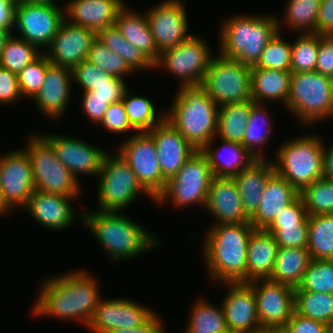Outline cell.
I'll list each match as a JSON object with an SVG mask.
<instances>
[{"instance_id": "6da1fadb", "label": "cell", "mask_w": 333, "mask_h": 333, "mask_svg": "<svg viewBox=\"0 0 333 333\" xmlns=\"http://www.w3.org/2000/svg\"><path fill=\"white\" fill-rule=\"evenodd\" d=\"M97 278L85 269L45 278L40 286L32 314L74 320L87 327L102 297Z\"/></svg>"}, {"instance_id": "7a4b0ae2", "label": "cell", "mask_w": 333, "mask_h": 333, "mask_svg": "<svg viewBox=\"0 0 333 333\" xmlns=\"http://www.w3.org/2000/svg\"><path fill=\"white\" fill-rule=\"evenodd\" d=\"M86 210L82 212L83 227L89 229L114 263L137 258L160 245L156 235L121 212Z\"/></svg>"}, {"instance_id": "3957f363", "label": "cell", "mask_w": 333, "mask_h": 333, "mask_svg": "<svg viewBox=\"0 0 333 333\" xmlns=\"http://www.w3.org/2000/svg\"><path fill=\"white\" fill-rule=\"evenodd\" d=\"M254 230L251 223L210 224L203 237L202 253L212 281L246 283L247 248Z\"/></svg>"}, {"instance_id": "277c9868", "label": "cell", "mask_w": 333, "mask_h": 333, "mask_svg": "<svg viewBox=\"0 0 333 333\" xmlns=\"http://www.w3.org/2000/svg\"><path fill=\"white\" fill-rule=\"evenodd\" d=\"M165 119L201 151L217 134L219 106L200 85L180 86Z\"/></svg>"}, {"instance_id": "5b68a950", "label": "cell", "mask_w": 333, "mask_h": 333, "mask_svg": "<svg viewBox=\"0 0 333 333\" xmlns=\"http://www.w3.org/2000/svg\"><path fill=\"white\" fill-rule=\"evenodd\" d=\"M220 26V48L222 56L253 67L269 40L278 31L275 15H235L222 21Z\"/></svg>"}, {"instance_id": "8992f818", "label": "cell", "mask_w": 333, "mask_h": 333, "mask_svg": "<svg viewBox=\"0 0 333 333\" xmlns=\"http://www.w3.org/2000/svg\"><path fill=\"white\" fill-rule=\"evenodd\" d=\"M272 162L275 172L286 179L299 193L323 178V138L317 134L303 135L284 142Z\"/></svg>"}, {"instance_id": "52a82bcc", "label": "cell", "mask_w": 333, "mask_h": 333, "mask_svg": "<svg viewBox=\"0 0 333 333\" xmlns=\"http://www.w3.org/2000/svg\"><path fill=\"white\" fill-rule=\"evenodd\" d=\"M286 110L307 126L333 119V79L316 71L291 73Z\"/></svg>"}, {"instance_id": "ba28073f", "label": "cell", "mask_w": 333, "mask_h": 333, "mask_svg": "<svg viewBox=\"0 0 333 333\" xmlns=\"http://www.w3.org/2000/svg\"><path fill=\"white\" fill-rule=\"evenodd\" d=\"M97 178L98 210L121 212L142 194L155 201L117 150L112 155L106 153Z\"/></svg>"}, {"instance_id": "9c48e42d", "label": "cell", "mask_w": 333, "mask_h": 333, "mask_svg": "<svg viewBox=\"0 0 333 333\" xmlns=\"http://www.w3.org/2000/svg\"><path fill=\"white\" fill-rule=\"evenodd\" d=\"M23 149L29 156L35 190L45 193L79 197L80 182L56 156L52 146L37 132L29 133Z\"/></svg>"}, {"instance_id": "30bf717a", "label": "cell", "mask_w": 333, "mask_h": 333, "mask_svg": "<svg viewBox=\"0 0 333 333\" xmlns=\"http://www.w3.org/2000/svg\"><path fill=\"white\" fill-rule=\"evenodd\" d=\"M212 178L207 157L196 150L178 173L166 181L164 190L154 203L163 205L171 201L174 208L179 209L188 208L190 204L205 207Z\"/></svg>"}, {"instance_id": "8fae6325", "label": "cell", "mask_w": 333, "mask_h": 333, "mask_svg": "<svg viewBox=\"0 0 333 333\" xmlns=\"http://www.w3.org/2000/svg\"><path fill=\"white\" fill-rule=\"evenodd\" d=\"M201 85L218 106L252 100L251 67L217 53Z\"/></svg>"}, {"instance_id": "7c38bea8", "label": "cell", "mask_w": 333, "mask_h": 333, "mask_svg": "<svg viewBox=\"0 0 333 333\" xmlns=\"http://www.w3.org/2000/svg\"><path fill=\"white\" fill-rule=\"evenodd\" d=\"M209 45L204 38L193 34L179 45L161 51L153 70L164 68L178 78L179 86L200 85L213 57Z\"/></svg>"}, {"instance_id": "4fadbf2b", "label": "cell", "mask_w": 333, "mask_h": 333, "mask_svg": "<svg viewBox=\"0 0 333 333\" xmlns=\"http://www.w3.org/2000/svg\"><path fill=\"white\" fill-rule=\"evenodd\" d=\"M64 19V8L60 7L59 4L17 0L13 30L17 29L20 33L19 38L35 45L44 52L51 44Z\"/></svg>"}, {"instance_id": "5bb4252c", "label": "cell", "mask_w": 333, "mask_h": 333, "mask_svg": "<svg viewBox=\"0 0 333 333\" xmlns=\"http://www.w3.org/2000/svg\"><path fill=\"white\" fill-rule=\"evenodd\" d=\"M133 134L119 144L117 152L129 164L142 186L156 199L167 181L158 165L156 145L148 131Z\"/></svg>"}, {"instance_id": "9a60e30c", "label": "cell", "mask_w": 333, "mask_h": 333, "mask_svg": "<svg viewBox=\"0 0 333 333\" xmlns=\"http://www.w3.org/2000/svg\"><path fill=\"white\" fill-rule=\"evenodd\" d=\"M0 189L10 210L24 208L29 201L35 186L29 156L23 149L0 155Z\"/></svg>"}, {"instance_id": "2e32d148", "label": "cell", "mask_w": 333, "mask_h": 333, "mask_svg": "<svg viewBox=\"0 0 333 333\" xmlns=\"http://www.w3.org/2000/svg\"><path fill=\"white\" fill-rule=\"evenodd\" d=\"M146 18L159 52L175 47L191 35L185 4L181 0H164L147 8Z\"/></svg>"}, {"instance_id": "e0dca14e", "label": "cell", "mask_w": 333, "mask_h": 333, "mask_svg": "<svg viewBox=\"0 0 333 333\" xmlns=\"http://www.w3.org/2000/svg\"><path fill=\"white\" fill-rule=\"evenodd\" d=\"M249 284L254 290L262 328L284 327L295 311V288L269 279L253 280Z\"/></svg>"}, {"instance_id": "ac0fdd59", "label": "cell", "mask_w": 333, "mask_h": 333, "mask_svg": "<svg viewBox=\"0 0 333 333\" xmlns=\"http://www.w3.org/2000/svg\"><path fill=\"white\" fill-rule=\"evenodd\" d=\"M39 134L52 146L58 160L79 182V174L96 176L97 179L107 151L76 137L44 132Z\"/></svg>"}, {"instance_id": "d6986e66", "label": "cell", "mask_w": 333, "mask_h": 333, "mask_svg": "<svg viewBox=\"0 0 333 333\" xmlns=\"http://www.w3.org/2000/svg\"><path fill=\"white\" fill-rule=\"evenodd\" d=\"M154 309L128 298L101 299L87 328L93 333H109L117 328H132L143 324Z\"/></svg>"}, {"instance_id": "ffe728a7", "label": "cell", "mask_w": 333, "mask_h": 333, "mask_svg": "<svg viewBox=\"0 0 333 333\" xmlns=\"http://www.w3.org/2000/svg\"><path fill=\"white\" fill-rule=\"evenodd\" d=\"M97 34L83 26L63 20L51 44L44 51L51 64L73 69L87 59Z\"/></svg>"}, {"instance_id": "44dd1931", "label": "cell", "mask_w": 333, "mask_h": 333, "mask_svg": "<svg viewBox=\"0 0 333 333\" xmlns=\"http://www.w3.org/2000/svg\"><path fill=\"white\" fill-rule=\"evenodd\" d=\"M76 198L78 197L34 190L23 209L27 210L36 223L43 226V228L55 231L64 230L71 227L74 222L80 221L79 223H82L83 211L77 214V211H74V206L71 204Z\"/></svg>"}, {"instance_id": "7402d4cb", "label": "cell", "mask_w": 333, "mask_h": 333, "mask_svg": "<svg viewBox=\"0 0 333 333\" xmlns=\"http://www.w3.org/2000/svg\"><path fill=\"white\" fill-rule=\"evenodd\" d=\"M229 288L222 299V308L230 333H250L262 328L253 287L249 283H223Z\"/></svg>"}, {"instance_id": "603a6c76", "label": "cell", "mask_w": 333, "mask_h": 333, "mask_svg": "<svg viewBox=\"0 0 333 333\" xmlns=\"http://www.w3.org/2000/svg\"><path fill=\"white\" fill-rule=\"evenodd\" d=\"M148 132L157 148L159 168L168 180L178 173L196 150L166 119Z\"/></svg>"}, {"instance_id": "cb8c5ba5", "label": "cell", "mask_w": 333, "mask_h": 333, "mask_svg": "<svg viewBox=\"0 0 333 333\" xmlns=\"http://www.w3.org/2000/svg\"><path fill=\"white\" fill-rule=\"evenodd\" d=\"M72 70L64 66L50 64L47 67L45 81L36 96L32 99L39 112L51 120L65 116L72 89Z\"/></svg>"}, {"instance_id": "d4e9b609", "label": "cell", "mask_w": 333, "mask_h": 333, "mask_svg": "<svg viewBox=\"0 0 333 333\" xmlns=\"http://www.w3.org/2000/svg\"><path fill=\"white\" fill-rule=\"evenodd\" d=\"M205 209L215 218L213 225L250 223L232 177L213 176Z\"/></svg>"}, {"instance_id": "484cf974", "label": "cell", "mask_w": 333, "mask_h": 333, "mask_svg": "<svg viewBox=\"0 0 333 333\" xmlns=\"http://www.w3.org/2000/svg\"><path fill=\"white\" fill-rule=\"evenodd\" d=\"M125 4L123 0H69L64 5V18L97 34L115 24L117 14Z\"/></svg>"}, {"instance_id": "4316f807", "label": "cell", "mask_w": 333, "mask_h": 333, "mask_svg": "<svg viewBox=\"0 0 333 333\" xmlns=\"http://www.w3.org/2000/svg\"><path fill=\"white\" fill-rule=\"evenodd\" d=\"M300 193L276 172L269 178L257 211L250 217L255 229H266L283 210L292 203Z\"/></svg>"}, {"instance_id": "83f0119b", "label": "cell", "mask_w": 333, "mask_h": 333, "mask_svg": "<svg viewBox=\"0 0 333 333\" xmlns=\"http://www.w3.org/2000/svg\"><path fill=\"white\" fill-rule=\"evenodd\" d=\"M274 173V164L268 158L255 160L247 169L232 177L249 218L257 211L264 187Z\"/></svg>"}, {"instance_id": "f1b7e54d", "label": "cell", "mask_w": 333, "mask_h": 333, "mask_svg": "<svg viewBox=\"0 0 333 333\" xmlns=\"http://www.w3.org/2000/svg\"><path fill=\"white\" fill-rule=\"evenodd\" d=\"M278 248L274 235L265 229H255L251 233L247 248L246 283L269 279Z\"/></svg>"}, {"instance_id": "f546056e", "label": "cell", "mask_w": 333, "mask_h": 333, "mask_svg": "<svg viewBox=\"0 0 333 333\" xmlns=\"http://www.w3.org/2000/svg\"><path fill=\"white\" fill-rule=\"evenodd\" d=\"M214 140L201 150L207 157L213 176L233 177L256 160L240 143L219 139L222 147L216 149L212 144Z\"/></svg>"}, {"instance_id": "4dcf8cb0", "label": "cell", "mask_w": 333, "mask_h": 333, "mask_svg": "<svg viewBox=\"0 0 333 333\" xmlns=\"http://www.w3.org/2000/svg\"><path fill=\"white\" fill-rule=\"evenodd\" d=\"M115 25L122 36L135 45L140 52L154 64L159 57L145 13L130 10L125 6L118 12Z\"/></svg>"}, {"instance_id": "1f68e13d", "label": "cell", "mask_w": 333, "mask_h": 333, "mask_svg": "<svg viewBox=\"0 0 333 333\" xmlns=\"http://www.w3.org/2000/svg\"><path fill=\"white\" fill-rule=\"evenodd\" d=\"M291 71L251 67L252 100L256 103L288 101Z\"/></svg>"}, {"instance_id": "d6a6232c", "label": "cell", "mask_w": 333, "mask_h": 333, "mask_svg": "<svg viewBox=\"0 0 333 333\" xmlns=\"http://www.w3.org/2000/svg\"><path fill=\"white\" fill-rule=\"evenodd\" d=\"M266 108L265 103H256L251 100V111L241 143L256 160H266L262 148L270 141V135L273 133L274 120L270 117L269 109Z\"/></svg>"}, {"instance_id": "836d02e7", "label": "cell", "mask_w": 333, "mask_h": 333, "mask_svg": "<svg viewBox=\"0 0 333 333\" xmlns=\"http://www.w3.org/2000/svg\"><path fill=\"white\" fill-rule=\"evenodd\" d=\"M311 260L307 248L279 247L269 280L296 288Z\"/></svg>"}, {"instance_id": "e575fe53", "label": "cell", "mask_w": 333, "mask_h": 333, "mask_svg": "<svg viewBox=\"0 0 333 333\" xmlns=\"http://www.w3.org/2000/svg\"><path fill=\"white\" fill-rule=\"evenodd\" d=\"M251 111V100L219 106L216 140L242 143Z\"/></svg>"}, {"instance_id": "d590c367", "label": "cell", "mask_w": 333, "mask_h": 333, "mask_svg": "<svg viewBox=\"0 0 333 333\" xmlns=\"http://www.w3.org/2000/svg\"><path fill=\"white\" fill-rule=\"evenodd\" d=\"M311 259L333 260V214L308 216V245Z\"/></svg>"}, {"instance_id": "8d00e7d4", "label": "cell", "mask_w": 333, "mask_h": 333, "mask_svg": "<svg viewBox=\"0 0 333 333\" xmlns=\"http://www.w3.org/2000/svg\"><path fill=\"white\" fill-rule=\"evenodd\" d=\"M97 38L110 50L120 55L128 67L135 73L153 69V64L140 52V50L126 40L114 24L105 27L97 33Z\"/></svg>"}, {"instance_id": "74e56055", "label": "cell", "mask_w": 333, "mask_h": 333, "mask_svg": "<svg viewBox=\"0 0 333 333\" xmlns=\"http://www.w3.org/2000/svg\"><path fill=\"white\" fill-rule=\"evenodd\" d=\"M213 305L208 300L200 298L195 301L190 310L185 330L197 332L230 333L226 324L225 314L221 303Z\"/></svg>"}, {"instance_id": "f35d334b", "label": "cell", "mask_w": 333, "mask_h": 333, "mask_svg": "<svg viewBox=\"0 0 333 333\" xmlns=\"http://www.w3.org/2000/svg\"><path fill=\"white\" fill-rule=\"evenodd\" d=\"M295 311L327 326L333 323V294L295 290Z\"/></svg>"}, {"instance_id": "ab89813d", "label": "cell", "mask_w": 333, "mask_h": 333, "mask_svg": "<svg viewBox=\"0 0 333 333\" xmlns=\"http://www.w3.org/2000/svg\"><path fill=\"white\" fill-rule=\"evenodd\" d=\"M122 102L130 124L138 132L149 131L165 119L166 111L159 112L160 116L151 100L141 95L133 96L129 88L125 91Z\"/></svg>"}, {"instance_id": "60d3db41", "label": "cell", "mask_w": 333, "mask_h": 333, "mask_svg": "<svg viewBox=\"0 0 333 333\" xmlns=\"http://www.w3.org/2000/svg\"><path fill=\"white\" fill-rule=\"evenodd\" d=\"M321 0H288L284 13V25L299 33H314Z\"/></svg>"}, {"instance_id": "b9f144b4", "label": "cell", "mask_w": 333, "mask_h": 333, "mask_svg": "<svg viewBox=\"0 0 333 333\" xmlns=\"http://www.w3.org/2000/svg\"><path fill=\"white\" fill-rule=\"evenodd\" d=\"M42 51L35 45L11 33L4 43L0 55V67L19 74L29 63L34 61Z\"/></svg>"}, {"instance_id": "7bdbcfd3", "label": "cell", "mask_w": 333, "mask_h": 333, "mask_svg": "<svg viewBox=\"0 0 333 333\" xmlns=\"http://www.w3.org/2000/svg\"><path fill=\"white\" fill-rule=\"evenodd\" d=\"M278 31L269 40L261 52L257 64L253 67L263 69H275L279 71H291V43L283 39L280 31L283 21L277 16Z\"/></svg>"}, {"instance_id": "ee69618b", "label": "cell", "mask_w": 333, "mask_h": 333, "mask_svg": "<svg viewBox=\"0 0 333 333\" xmlns=\"http://www.w3.org/2000/svg\"><path fill=\"white\" fill-rule=\"evenodd\" d=\"M291 43V73L315 71L318 57L319 35L300 33Z\"/></svg>"}, {"instance_id": "f6af8a7d", "label": "cell", "mask_w": 333, "mask_h": 333, "mask_svg": "<svg viewBox=\"0 0 333 333\" xmlns=\"http://www.w3.org/2000/svg\"><path fill=\"white\" fill-rule=\"evenodd\" d=\"M300 196L308 215L333 214V181L318 179L306 186Z\"/></svg>"}, {"instance_id": "bcb514c9", "label": "cell", "mask_w": 333, "mask_h": 333, "mask_svg": "<svg viewBox=\"0 0 333 333\" xmlns=\"http://www.w3.org/2000/svg\"><path fill=\"white\" fill-rule=\"evenodd\" d=\"M86 60L113 77L126 80L124 78L128 75L133 74L134 76V72L128 67L124 59L108 49L98 38L92 42Z\"/></svg>"}, {"instance_id": "7dc6e473", "label": "cell", "mask_w": 333, "mask_h": 333, "mask_svg": "<svg viewBox=\"0 0 333 333\" xmlns=\"http://www.w3.org/2000/svg\"><path fill=\"white\" fill-rule=\"evenodd\" d=\"M295 290L333 294V260L312 259Z\"/></svg>"}, {"instance_id": "c3c4849f", "label": "cell", "mask_w": 333, "mask_h": 333, "mask_svg": "<svg viewBox=\"0 0 333 333\" xmlns=\"http://www.w3.org/2000/svg\"><path fill=\"white\" fill-rule=\"evenodd\" d=\"M51 64L44 52L29 63L19 74V87L24 98H34L43 85L47 67Z\"/></svg>"}, {"instance_id": "681fc988", "label": "cell", "mask_w": 333, "mask_h": 333, "mask_svg": "<svg viewBox=\"0 0 333 333\" xmlns=\"http://www.w3.org/2000/svg\"><path fill=\"white\" fill-rule=\"evenodd\" d=\"M72 80L83 89L82 92L95 90V86L101 84H127V80L113 77L87 60L72 69Z\"/></svg>"}, {"instance_id": "f907efd6", "label": "cell", "mask_w": 333, "mask_h": 333, "mask_svg": "<svg viewBox=\"0 0 333 333\" xmlns=\"http://www.w3.org/2000/svg\"><path fill=\"white\" fill-rule=\"evenodd\" d=\"M267 232L274 235L279 247L307 248L308 224H289L282 227H267Z\"/></svg>"}, {"instance_id": "816d5d0a", "label": "cell", "mask_w": 333, "mask_h": 333, "mask_svg": "<svg viewBox=\"0 0 333 333\" xmlns=\"http://www.w3.org/2000/svg\"><path fill=\"white\" fill-rule=\"evenodd\" d=\"M103 126L107 131L114 134H122L133 130L138 132L129 122L124 104L121 101L109 105L104 117L98 126Z\"/></svg>"}, {"instance_id": "f5cc1de1", "label": "cell", "mask_w": 333, "mask_h": 333, "mask_svg": "<svg viewBox=\"0 0 333 333\" xmlns=\"http://www.w3.org/2000/svg\"><path fill=\"white\" fill-rule=\"evenodd\" d=\"M308 214L299 195L292 203L283 208L268 227H282L289 224H308Z\"/></svg>"}, {"instance_id": "db71d44e", "label": "cell", "mask_w": 333, "mask_h": 333, "mask_svg": "<svg viewBox=\"0 0 333 333\" xmlns=\"http://www.w3.org/2000/svg\"><path fill=\"white\" fill-rule=\"evenodd\" d=\"M21 99L18 74L0 67V104L10 105Z\"/></svg>"}, {"instance_id": "11a10c76", "label": "cell", "mask_w": 333, "mask_h": 333, "mask_svg": "<svg viewBox=\"0 0 333 333\" xmlns=\"http://www.w3.org/2000/svg\"><path fill=\"white\" fill-rule=\"evenodd\" d=\"M315 71L333 79V35H319Z\"/></svg>"}, {"instance_id": "9f6ffc18", "label": "cell", "mask_w": 333, "mask_h": 333, "mask_svg": "<svg viewBox=\"0 0 333 333\" xmlns=\"http://www.w3.org/2000/svg\"><path fill=\"white\" fill-rule=\"evenodd\" d=\"M80 104L88 120L96 125L100 124L110 105L109 98L92 97L89 91L83 92Z\"/></svg>"}, {"instance_id": "6f0895ef", "label": "cell", "mask_w": 333, "mask_h": 333, "mask_svg": "<svg viewBox=\"0 0 333 333\" xmlns=\"http://www.w3.org/2000/svg\"><path fill=\"white\" fill-rule=\"evenodd\" d=\"M284 327L289 333H330V326L304 317L296 311Z\"/></svg>"}, {"instance_id": "680465c9", "label": "cell", "mask_w": 333, "mask_h": 333, "mask_svg": "<svg viewBox=\"0 0 333 333\" xmlns=\"http://www.w3.org/2000/svg\"><path fill=\"white\" fill-rule=\"evenodd\" d=\"M314 33L318 35H333V0H321Z\"/></svg>"}, {"instance_id": "91938a15", "label": "cell", "mask_w": 333, "mask_h": 333, "mask_svg": "<svg viewBox=\"0 0 333 333\" xmlns=\"http://www.w3.org/2000/svg\"><path fill=\"white\" fill-rule=\"evenodd\" d=\"M154 312L143 324L132 328H117L109 333H167L162 317ZM164 326V327H163Z\"/></svg>"}, {"instance_id": "94428289", "label": "cell", "mask_w": 333, "mask_h": 333, "mask_svg": "<svg viewBox=\"0 0 333 333\" xmlns=\"http://www.w3.org/2000/svg\"><path fill=\"white\" fill-rule=\"evenodd\" d=\"M127 84H101L95 90L89 91L92 97L109 98V103H116L123 99Z\"/></svg>"}, {"instance_id": "6125c7cd", "label": "cell", "mask_w": 333, "mask_h": 333, "mask_svg": "<svg viewBox=\"0 0 333 333\" xmlns=\"http://www.w3.org/2000/svg\"><path fill=\"white\" fill-rule=\"evenodd\" d=\"M17 0H0V27L14 33L15 5Z\"/></svg>"}, {"instance_id": "be15d7a7", "label": "cell", "mask_w": 333, "mask_h": 333, "mask_svg": "<svg viewBox=\"0 0 333 333\" xmlns=\"http://www.w3.org/2000/svg\"><path fill=\"white\" fill-rule=\"evenodd\" d=\"M323 178L333 181V141L327 146L323 139Z\"/></svg>"}, {"instance_id": "e7e4bbea", "label": "cell", "mask_w": 333, "mask_h": 333, "mask_svg": "<svg viewBox=\"0 0 333 333\" xmlns=\"http://www.w3.org/2000/svg\"><path fill=\"white\" fill-rule=\"evenodd\" d=\"M10 34H11V32L9 30H6V29L0 27V55H1V51L4 47V43Z\"/></svg>"}, {"instance_id": "03108f58", "label": "cell", "mask_w": 333, "mask_h": 333, "mask_svg": "<svg viewBox=\"0 0 333 333\" xmlns=\"http://www.w3.org/2000/svg\"><path fill=\"white\" fill-rule=\"evenodd\" d=\"M10 212H11V210L6 206V204L2 198L1 189H0V215L1 216L9 215Z\"/></svg>"}, {"instance_id": "003e7915", "label": "cell", "mask_w": 333, "mask_h": 333, "mask_svg": "<svg viewBox=\"0 0 333 333\" xmlns=\"http://www.w3.org/2000/svg\"><path fill=\"white\" fill-rule=\"evenodd\" d=\"M23 1L32 2V3H44V4L57 5L56 0H23Z\"/></svg>"}, {"instance_id": "a7ac6f4b", "label": "cell", "mask_w": 333, "mask_h": 333, "mask_svg": "<svg viewBox=\"0 0 333 333\" xmlns=\"http://www.w3.org/2000/svg\"><path fill=\"white\" fill-rule=\"evenodd\" d=\"M270 333H289L285 327H270Z\"/></svg>"}, {"instance_id": "89a4df30", "label": "cell", "mask_w": 333, "mask_h": 333, "mask_svg": "<svg viewBox=\"0 0 333 333\" xmlns=\"http://www.w3.org/2000/svg\"><path fill=\"white\" fill-rule=\"evenodd\" d=\"M250 333H270V327L261 328L259 330H256V331H253V332H250Z\"/></svg>"}, {"instance_id": "2644e50d", "label": "cell", "mask_w": 333, "mask_h": 333, "mask_svg": "<svg viewBox=\"0 0 333 333\" xmlns=\"http://www.w3.org/2000/svg\"><path fill=\"white\" fill-rule=\"evenodd\" d=\"M183 333H214V332H197V330H184Z\"/></svg>"}, {"instance_id": "8c879c8a", "label": "cell", "mask_w": 333, "mask_h": 333, "mask_svg": "<svg viewBox=\"0 0 333 333\" xmlns=\"http://www.w3.org/2000/svg\"><path fill=\"white\" fill-rule=\"evenodd\" d=\"M330 333H333V323H332V325L330 327Z\"/></svg>"}]
</instances>
